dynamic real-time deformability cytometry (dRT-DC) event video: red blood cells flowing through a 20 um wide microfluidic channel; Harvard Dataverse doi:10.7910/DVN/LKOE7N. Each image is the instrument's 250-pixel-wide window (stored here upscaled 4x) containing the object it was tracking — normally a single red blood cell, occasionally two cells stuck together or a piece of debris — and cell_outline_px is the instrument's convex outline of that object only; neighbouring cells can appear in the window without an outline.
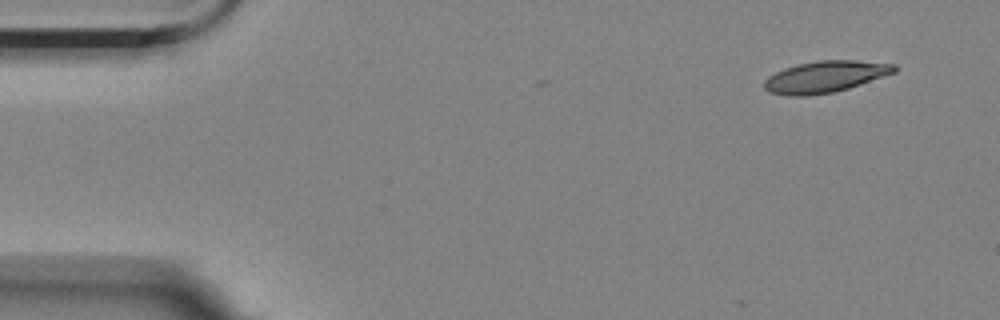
{"species": "Egyptian fruit bat (a non-hibernating species)", "species_latin": "Rousettus aegyptiacus", "temperature_condition": "room temperature", "stored_images_in_passage": 10, "camera_frame_rate_fps": 3000, "um_per_image_px": 0.085, "animal": {"sex": "female"}, "frame": {"image": 1, "passage_image": 1, "time_ms": 0.0, "image_size_px": [1000, 320], "cell_outline_px": [[900, 68], [896, 72], [848, 88], [832, 92], [808, 96], [792, 96], [768, 92], [764, 88], [764, 80], [768, 76], [784, 68], [796, 64], [820, 60], [856, 60], [896, 64]], "centroid_in_image_um": [70.15, 6.51], "position_along_channel_um": 14.9, "area_um2": 23.99}}
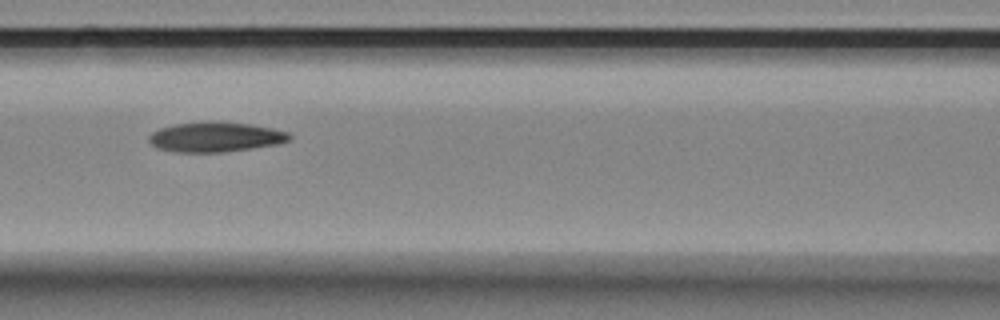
{"frame": {"image": 2, "passage_image": 6, "time_ms": 1.667, "image_size_px": [1000, 320], "cell_outline_px": [[292, 140], [276, 144], [252, 148], [220, 152], [176, 152], [156, 148], [148, 140], [148, 136], [152, 132], [160, 128], [176, 124], [220, 120], [252, 124], [272, 128], [288, 132], [292, 136]], "centroid_in_image_um": [18.33, 11.63], "position_along_channel_um": 148.3, "area_um2": 24.68}}
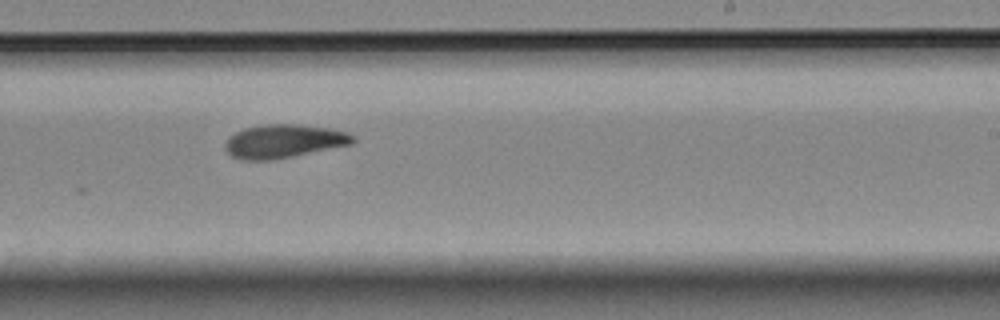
{"frame": {"image": 3, "passage_image": 9, "time_ms": 2.667, "image_size_px": [1000, 320], "cell_outline_px": [[356, 140], [352, 144], [272, 160], [244, 160], [232, 156], [224, 148], [224, 144], [228, 136], [244, 128], [264, 124], [296, 124], [328, 128], [348, 132]], "centroid_in_image_um": [24.09, 12.0], "position_along_channel_um": 264.9, "area_um2": 24.85}}